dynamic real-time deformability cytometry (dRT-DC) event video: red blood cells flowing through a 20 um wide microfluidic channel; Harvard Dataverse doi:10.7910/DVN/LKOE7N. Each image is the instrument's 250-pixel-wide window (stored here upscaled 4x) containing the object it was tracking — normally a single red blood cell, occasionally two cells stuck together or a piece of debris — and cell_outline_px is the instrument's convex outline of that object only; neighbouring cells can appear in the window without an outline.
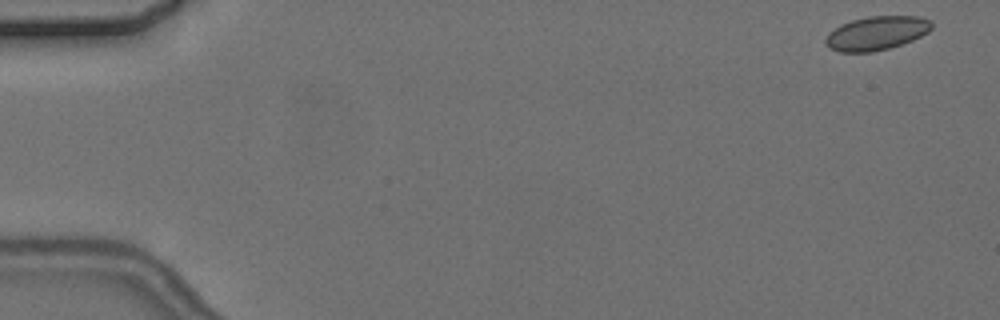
{"species": "common noctule bat (a hibernating species)", "species_latin": "Nyctalus noctula", "temperature_condition": "cold", "stored_images_in_passage": 6, "segment_of_instrument_passage": [2, 2], "camera_frame_rate_fps": 3000, "um_per_image_px": 0.085, "animal": {"sex": "female", "body_mass_g": 24.6, "forearm_length_mm": 56.2}, "frame": {"image": 1, "passage_image": 6, "time_ms": 7.0, "image_size_px": [1000, 320], "cell_outline_px": [[932, 28], [928, 32], [912, 40], [888, 48], [872, 52], [840, 52], [828, 48], [824, 44], [824, 40], [828, 32], [840, 24], [852, 20], [868, 16], [920, 16], [932, 20]], "centroid_in_image_um": [74.47, 2.81], "position_along_channel_um": 10.5, "area_um2": 21.1}}